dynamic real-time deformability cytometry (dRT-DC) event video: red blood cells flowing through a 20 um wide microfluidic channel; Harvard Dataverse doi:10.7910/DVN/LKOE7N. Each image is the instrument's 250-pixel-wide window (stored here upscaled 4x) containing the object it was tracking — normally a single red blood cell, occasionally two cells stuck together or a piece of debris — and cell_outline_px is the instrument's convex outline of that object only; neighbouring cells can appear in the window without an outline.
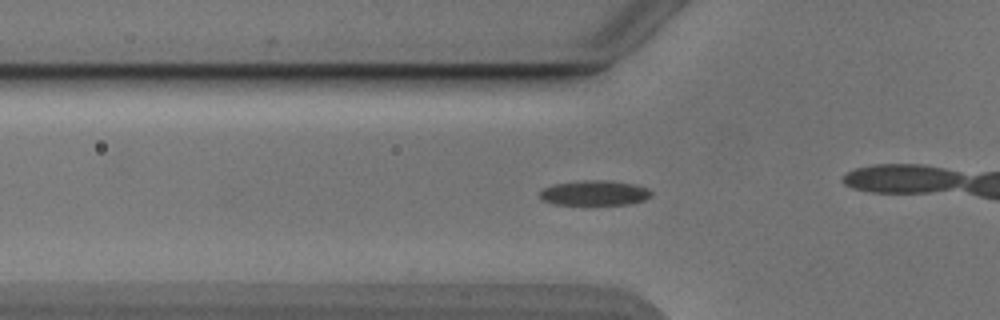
{"species": "Egyptian fruit bat (a non-hibernating species)", "species_latin": "Rousettus aegyptiacus", "temperature_condition": "cold", "stored_images_in_passage": 54, "camera_frame_rate_fps": 3000, "um_per_image_px": 0.085, "animal": {"sex": "male"}, "frame": {"image": 1, "passage_image": 18, "time_ms": 5.667, "image_size_px": [1000, 320], "cell_outline_px": [[652, 196], [644, 200], [632, 204], [588, 208], [584, 208], [552, 204], [544, 200], [540, 196], [540, 192], [544, 188], [552, 184], [584, 180], [604, 180], [632, 184], [648, 188], [652, 192]], "centroid_in_image_um": [50.52, 16.47], "position_along_channel_um": 75.3, "area_um2": 17.34}}
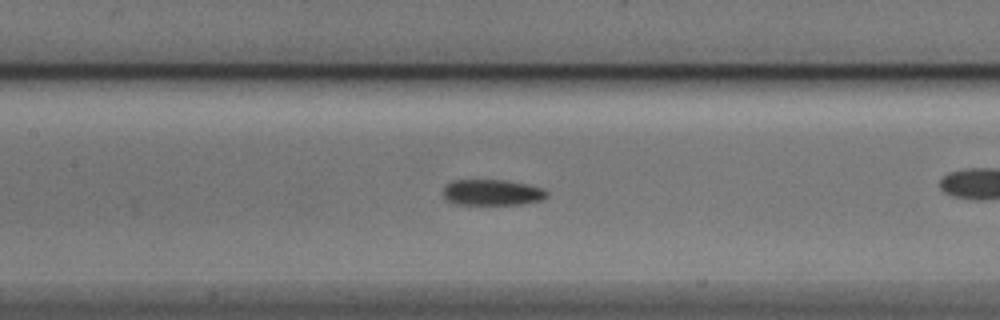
{"frame": {"image": 2, "passage_image": 25, "time_ms": 8.0, "image_size_px": [1000, 320], "cell_outline_px": [[548, 196], [540, 200], [520, 204], [452, 204], [440, 192], [444, 184], [452, 180], [504, 180], [544, 188], [548, 192]], "centroid_in_image_um": [41.76, 16.35], "position_along_channel_um": 165.6, "area_um2": 15.78}}
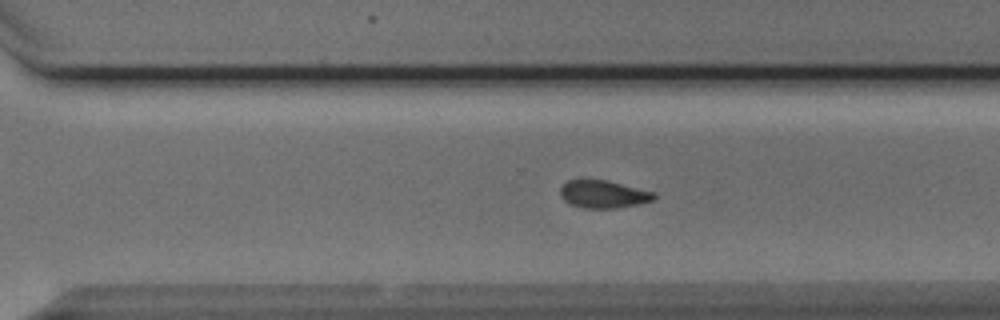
{"frame": {"image": 3, "passage_image": 37, "time_ms": 12.0, "image_size_px": [1000, 320], "cell_outline_px": [[656, 196], [652, 200], [640, 204], [616, 208], [584, 208], [572, 204], [564, 200], [560, 196], [560, 188], [568, 180], [580, 176], [584, 176], [608, 180], [656, 192]], "centroid_in_image_um": [51.25, 16.45], "position_along_channel_um": 319.3, "area_um2": 15.78}, "authors_computed_cell_mechanics": {"area_um2": 15.7794, "velocity_mm_per_s": 3.8451, "shape_relaxation_time_tau1_ms": 6.668, "shape_relaxation_time_tau2_ms": 4.7684, "deformation_change_tau1": 0.1385, "deformation_change_tau2": 0.0974}}